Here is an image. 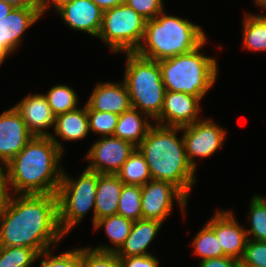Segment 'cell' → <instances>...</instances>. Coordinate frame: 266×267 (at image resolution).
<instances>
[{"mask_svg":"<svg viewBox=\"0 0 266 267\" xmlns=\"http://www.w3.org/2000/svg\"><path fill=\"white\" fill-rule=\"evenodd\" d=\"M17 196V197H16ZM9 194L0 215V246L54 249L65 235L58 222L56 194Z\"/></svg>","mask_w":266,"mask_h":267,"instance_id":"obj_1","label":"cell"},{"mask_svg":"<svg viewBox=\"0 0 266 267\" xmlns=\"http://www.w3.org/2000/svg\"><path fill=\"white\" fill-rule=\"evenodd\" d=\"M62 156L50 137L33 136L4 167L8 193L57 194L63 173Z\"/></svg>","mask_w":266,"mask_h":267,"instance_id":"obj_2","label":"cell"},{"mask_svg":"<svg viewBox=\"0 0 266 267\" xmlns=\"http://www.w3.org/2000/svg\"><path fill=\"white\" fill-rule=\"evenodd\" d=\"M180 127L153 124L146 137L138 145L143 154L152 180L170 182L187 198L196 184V172L186 155Z\"/></svg>","mask_w":266,"mask_h":267,"instance_id":"obj_3","label":"cell"},{"mask_svg":"<svg viewBox=\"0 0 266 267\" xmlns=\"http://www.w3.org/2000/svg\"><path fill=\"white\" fill-rule=\"evenodd\" d=\"M206 39L201 26L174 15L165 9L146 21L144 37L135 53L141 57L160 61L193 51Z\"/></svg>","mask_w":266,"mask_h":267,"instance_id":"obj_4","label":"cell"},{"mask_svg":"<svg viewBox=\"0 0 266 267\" xmlns=\"http://www.w3.org/2000/svg\"><path fill=\"white\" fill-rule=\"evenodd\" d=\"M207 39L191 52L158 61L164 87L168 91L204 97L218 76V63L201 50Z\"/></svg>","mask_w":266,"mask_h":267,"instance_id":"obj_5","label":"cell"},{"mask_svg":"<svg viewBox=\"0 0 266 267\" xmlns=\"http://www.w3.org/2000/svg\"><path fill=\"white\" fill-rule=\"evenodd\" d=\"M124 54L123 81L128 89L131 106L154 121L162 111L166 94L159 63L135 52Z\"/></svg>","mask_w":266,"mask_h":267,"instance_id":"obj_6","label":"cell"},{"mask_svg":"<svg viewBox=\"0 0 266 267\" xmlns=\"http://www.w3.org/2000/svg\"><path fill=\"white\" fill-rule=\"evenodd\" d=\"M63 169L62 179L57 191L58 222L64 235L82 222L92 210L95 223V194L98 173L85 168L77 179L70 177Z\"/></svg>","mask_w":266,"mask_h":267,"instance_id":"obj_7","label":"cell"},{"mask_svg":"<svg viewBox=\"0 0 266 267\" xmlns=\"http://www.w3.org/2000/svg\"><path fill=\"white\" fill-rule=\"evenodd\" d=\"M146 21L124 3L103 11L97 37L115 54L135 52L143 40Z\"/></svg>","mask_w":266,"mask_h":267,"instance_id":"obj_8","label":"cell"},{"mask_svg":"<svg viewBox=\"0 0 266 267\" xmlns=\"http://www.w3.org/2000/svg\"><path fill=\"white\" fill-rule=\"evenodd\" d=\"M174 199L185 216L189 198L170 182L148 181L141 186L142 219L158 220L164 223L172 212Z\"/></svg>","mask_w":266,"mask_h":267,"instance_id":"obj_9","label":"cell"},{"mask_svg":"<svg viewBox=\"0 0 266 267\" xmlns=\"http://www.w3.org/2000/svg\"><path fill=\"white\" fill-rule=\"evenodd\" d=\"M186 155L189 163L197 170V158L211 157L222 148L226 139V130L211 118H203L181 128Z\"/></svg>","mask_w":266,"mask_h":267,"instance_id":"obj_10","label":"cell"},{"mask_svg":"<svg viewBox=\"0 0 266 267\" xmlns=\"http://www.w3.org/2000/svg\"><path fill=\"white\" fill-rule=\"evenodd\" d=\"M92 144L85 157L89 162L86 169L99 174H117L136 148L115 136L100 137Z\"/></svg>","mask_w":266,"mask_h":267,"instance_id":"obj_11","label":"cell"},{"mask_svg":"<svg viewBox=\"0 0 266 267\" xmlns=\"http://www.w3.org/2000/svg\"><path fill=\"white\" fill-rule=\"evenodd\" d=\"M215 233L226 257L241 261L248 237L232 210H218L206 223Z\"/></svg>","mask_w":266,"mask_h":267,"instance_id":"obj_12","label":"cell"},{"mask_svg":"<svg viewBox=\"0 0 266 267\" xmlns=\"http://www.w3.org/2000/svg\"><path fill=\"white\" fill-rule=\"evenodd\" d=\"M202 99L203 97L166 90L163 108L154 120L155 124L180 128L193 124L200 120Z\"/></svg>","mask_w":266,"mask_h":267,"instance_id":"obj_13","label":"cell"},{"mask_svg":"<svg viewBox=\"0 0 266 267\" xmlns=\"http://www.w3.org/2000/svg\"><path fill=\"white\" fill-rule=\"evenodd\" d=\"M33 138L14 107L0 114V166L8 164Z\"/></svg>","mask_w":266,"mask_h":267,"instance_id":"obj_14","label":"cell"},{"mask_svg":"<svg viewBox=\"0 0 266 267\" xmlns=\"http://www.w3.org/2000/svg\"><path fill=\"white\" fill-rule=\"evenodd\" d=\"M56 12L70 29L98 36L103 10L92 0H73L61 6Z\"/></svg>","mask_w":266,"mask_h":267,"instance_id":"obj_15","label":"cell"},{"mask_svg":"<svg viewBox=\"0 0 266 267\" xmlns=\"http://www.w3.org/2000/svg\"><path fill=\"white\" fill-rule=\"evenodd\" d=\"M42 16L40 7H15L0 21V45L13 54L22 43L27 29Z\"/></svg>","mask_w":266,"mask_h":267,"instance_id":"obj_16","label":"cell"},{"mask_svg":"<svg viewBox=\"0 0 266 267\" xmlns=\"http://www.w3.org/2000/svg\"><path fill=\"white\" fill-rule=\"evenodd\" d=\"M23 118L28 130L33 136L49 137L46 131L55 124V115L44 94H28L13 106Z\"/></svg>","mask_w":266,"mask_h":267,"instance_id":"obj_17","label":"cell"},{"mask_svg":"<svg viewBox=\"0 0 266 267\" xmlns=\"http://www.w3.org/2000/svg\"><path fill=\"white\" fill-rule=\"evenodd\" d=\"M85 104L87 110L112 112L118 115L132 107L128 89L123 80L118 83H98Z\"/></svg>","mask_w":266,"mask_h":267,"instance_id":"obj_18","label":"cell"},{"mask_svg":"<svg viewBox=\"0 0 266 267\" xmlns=\"http://www.w3.org/2000/svg\"><path fill=\"white\" fill-rule=\"evenodd\" d=\"M54 134H50V138L58 146L60 151L64 152V147L57 137L64 141L83 140L90 132L87 107L77 108L75 110L57 115L55 117ZM57 136V137H56Z\"/></svg>","mask_w":266,"mask_h":267,"instance_id":"obj_19","label":"cell"},{"mask_svg":"<svg viewBox=\"0 0 266 267\" xmlns=\"http://www.w3.org/2000/svg\"><path fill=\"white\" fill-rule=\"evenodd\" d=\"M162 222L158 220L139 219L133 222L130 234L116 252L118 257L149 255L147 251L159 233Z\"/></svg>","mask_w":266,"mask_h":267,"instance_id":"obj_20","label":"cell"},{"mask_svg":"<svg viewBox=\"0 0 266 267\" xmlns=\"http://www.w3.org/2000/svg\"><path fill=\"white\" fill-rule=\"evenodd\" d=\"M123 182L116 174H99L95 194V221L117 215Z\"/></svg>","mask_w":266,"mask_h":267,"instance_id":"obj_21","label":"cell"},{"mask_svg":"<svg viewBox=\"0 0 266 267\" xmlns=\"http://www.w3.org/2000/svg\"><path fill=\"white\" fill-rule=\"evenodd\" d=\"M150 119L147 114L131 107L119 115L113 136L129 142L137 148L153 125Z\"/></svg>","mask_w":266,"mask_h":267,"instance_id":"obj_22","label":"cell"},{"mask_svg":"<svg viewBox=\"0 0 266 267\" xmlns=\"http://www.w3.org/2000/svg\"><path fill=\"white\" fill-rule=\"evenodd\" d=\"M133 222L134 221L120 215H111L96 220L93 229L95 231L100 228L104 229L105 234L113 246L110 247V245L107 246L106 244L97 245V247L93 249L104 252H117L130 234Z\"/></svg>","mask_w":266,"mask_h":267,"instance_id":"obj_23","label":"cell"},{"mask_svg":"<svg viewBox=\"0 0 266 267\" xmlns=\"http://www.w3.org/2000/svg\"><path fill=\"white\" fill-rule=\"evenodd\" d=\"M243 49L266 52V15L245 13L242 25Z\"/></svg>","mask_w":266,"mask_h":267,"instance_id":"obj_24","label":"cell"},{"mask_svg":"<svg viewBox=\"0 0 266 267\" xmlns=\"http://www.w3.org/2000/svg\"><path fill=\"white\" fill-rule=\"evenodd\" d=\"M116 175L125 185L143 186L152 180L148 164L138 148L129 155Z\"/></svg>","mask_w":266,"mask_h":267,"instance_id":"obj_25","label":"cell"},{"mask_svg":"<svg viewBox=\"0 0 266 267\" xmlns=\"http://www.w3.org/2000/svg\"><path fill=\"white\" fill-rule=\"evenodd\" d=\"M191 244L200 261L225 256L214 231L207 224L197 232Z\"/></svg>","mask_w":266,"mask_h":267,"instance_id":"obj_26","label":"cell"},{"mask_svg":"<svg viewBox=\"0 0 266 267\" xmlns=\"http://www.w3.org/2000/svg\"><path fill=\"white\" fill-rule=\"evenodd\" d=\"M55 116L77 109L78 97L73 88L59 84L44 94Z\"/></svg>","mask_w":266,"mask_h":267,"instance_id":"obj_27","label":"cell"},{"mask_svg":"<svg viewBox=\"0 0 266 267\" xmlns=\"http://www.w3.org/2000/svg\"><path fill=\"white\" fill-rule=\"evenodd\" d=\"M252 197L248 209L250 228L245 231L248 239L266 242V202L259 194Z\"/></svg>","mask_w":266,"mask_h":267,"instance_id":"obj_28","label":"cell"},{"mask_svg":"<svg viewBox=\"0 0 266 267\" xmlns=\"http://www.w3.org/2000/svg\"><path fill=\"white\" fill-rule=\"evenodd\" d=\"M117 215L132 221L142 219L141 186L123 184L118 202Z\"/></svg>","mask_w":266,"mask_h":267,"instance_id":"obj_29","label":"cell"},{"mask_svg":"<svg viewBox=\"0 0 266 267\" xmlns=\"http://www.w3.org/2000/svg\"><path fill=\"white\" fill-rule=\"evenodd\" d=\"M40 258V254L34 249L0 246V267H31Z\"/></svg>","mask_w":266,"mask_h":267,"instance_id":"obj_30","label":"cell"},{"mask_svg":"<svg viewBox=\"0 0 266 267\" xmlns=\"http://www.w3.org/2000/svg\"><path fill=\"white\" fill-rule=\"evenodd\" d=\"M90 132L100 137L113 136L119 115L112 112L87 110Z\"/></svg>","mask_w":266,"mask_h":267,"instance_id":"obj_31","label":"cell"},{"mask_svg":"<svg viewBox=\"0 0 266 267\" xmlns=\"http://www.w3.org/2000/svg\"><path fill=\"white\" fill-rule=\"evenodd\" d=\"M81 267H122V264L116 252L81 247Z\"/></svg>","mask_w":266,"mask_h":267,"instance_id":"obj_32","label":"cell"},{"mask_svg":"<svg viewBox=\"0 0 266 267\" xmlns=\"http://www.w3.org/2000/svg\"><path fill=\"white\" fill-rule=\"evenodd\" d=\"M43 258L40 267H81V248L67 250L59 255L52 254V250L40 253Z\"/></svg>","mask_w":266,"mask_h":267,"instance_id":"obj_33","label":"cell"},{"mask_svg":"<svg viewBox=\"0 0 266 267\" xmlns=\"http://www.w3.org/2000/svg\"><path fill=\"white\" fill-rule=\"evenodd\" d=\"M240 262L246 267H266V242L248 239Z\"/></svg>","mask_w":266,"mask_h":267,"instance_id":"obj_34","label":"cell"},{"mask_svg":"<svg viewBox=\"0 0 266 267\" xmlns=\"http://www.w3.org/2000/svg\"><path fill=\"white\" fill-rule=\"evenodd\" d=\"M164 0H125V3L134 9L146 20L156 18L164 10Z\"/></svg>","mask_w":266,"mask_h":267,"instance_id":"obj_35","label":"cell"},{"mask_svg":"<svg viewBox=\"0 0 266 267\" xmlns=\"http://www.w3.org/2000/svg\"><path fill=\"white\" fill-rule=\"evenodd\" d=\"M122 267H158L159 260L153 254L119 257Z\"/></svg>","mask_w":266,"mask_h":267,"instance_id":"obj_36","label":"cell"},{"mask_svg":"<svg viewBox=\"0 0 266 267\" xmlns=\"http://www.w3.org/2000/svg\"><path fill=\"white\" fill-rule=\"evenodd\" d=\"M239 261L231 257L212 258L200 261L198 267H236Z\"/></svg>","mask_w":266,"mask_h":267,"instance_id":"obj_37","label":"cell"},{"mask_svg":"<svg viewBox=\"0 0 266 267\" xmlns=\"http://www.w3.org/2000/svg\"><path fill=\"white\" fill-rule=\"evenodd\" d=\"M38 4L40 6L42 15H44V13H46L51 6H53L51 9L54 8V10L56 9V11L63 5L73 1V0H37Z\"/></svg>","mask_w":266,"mask_h":267,"instance_id":"obj_38","label":"cell"},{"mask_svg":"<svg viewBox=\"0 0 266 267\" xmlns=\"http://www.w3.org/2000/svg\"><path fill=\"white\" fill-rule=\"evenodd\" d=\"M9 193L4 180V167L0 166V215Z\"/></svg>","mask_w":266,"mask_h":267,"instance_id":"obj_39","label":"cell"},{"mask_svg":"<svg viewBox=\"0 0 266 267\" xmlns=\"http://www.w3.org/2000/svg\"><path fill=\"white\" fill-rule=\"evenodd\" d=\"M103 11L125 3V0H92Z\"/></svg>","mask_w":266,"mask_h":267,"instance_id":"obj_40","label":"cell"},{"mask_svg":"<svg viewBox=\"0 0 266 267\" xmlns=\"http://www.w3.org/2000/svg\"><path fill=\"white\" fill-rule=\"evenodd\" d=\"M14 7H40L37 0H0Z\"/></svg>","mask_w":266,"mask_h":267,"instance_id":"obj_41","label":"cell"},{"mask_svg":"<svg viewBox=\"0 0 266 267\" xmlns=\"http://www.w3.org/2000/svg\"><path fill=\"white\" fill-rule=\"evenodd\" d=\"M15 7L9 3L0 1V21L5 18Z\"/></svg>","mask_w":266,"mask_h":267,"instance_id":"obj_42","label":"cell"},{"mask_svg":"<svg viewBox=\"0 0 266 267\" xmlns=\"http://www.w3.org/2000/svg\"><path fill=\"white\" fill-rule=\"evenodd\" d=\"M8 56H10V53L3 46L0 45V66L3 64V62Z\"/></svg>","mask_w":266,"mask_h":267,"instance_id":"obj_43","label":"cell"},{"mask_svg":"<svg viewBox=\"0 0 266 267\" xmlns=\"http://www.w3.org/2000/svg\"><path fill=\"white\" fill-rule=\"evenodd\" d=\"M255 6L263 8L266 5V0H254Z\"/></svg>","mask_w":266,"mask_h":267,"instance_id":"obj_44","label":"cell"},{"mask_svg":"<svg viewBox=\"0 0 266 267\" xmlns=\"http://www.w3.org/2000/svg\"><path fill=\"white\" fill-rule=\"evenodd\" d=\"M236 267H246V266H244L241 262H239V263L236 265Z\"/></svg>","mask_w":266,"mask_h":267,"instance_id":"obj_45","label":"cell"},{"mask_svg":"<svg viewBox=\"0 0 266 267\" xmlns=\"http://www.w3.org/2000/svg\"><path fill=\"white\" fill-rule=\"evenodd\" d=\"M265 202H266V196L263 197V196H260Z\"/></svg>","mask_w":266,"mask_h":267,"instance_id":"obj_46","label":"cell"}]
</instances>
